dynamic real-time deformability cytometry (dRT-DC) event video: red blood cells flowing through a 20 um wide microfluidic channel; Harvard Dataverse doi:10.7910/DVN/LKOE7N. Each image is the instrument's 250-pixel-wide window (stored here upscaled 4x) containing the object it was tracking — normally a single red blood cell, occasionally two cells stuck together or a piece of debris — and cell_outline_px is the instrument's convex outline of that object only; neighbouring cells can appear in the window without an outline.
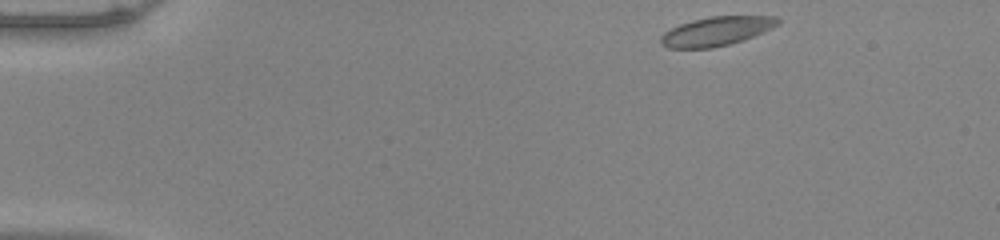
{"species": "common noctule bat (a hibernating species)", "species_latin": "Nyctalus noctula", "temperature_condition": "warm", "stored_images_in_passage": 46, "camera_frame_rate_fps": 3000, "um_per_image_px": 0.085, "animal": {"sex": "male", "body_mass_g": 20.0, "forearm_length_mm": 53.3}, "frame": {"image": 1, "passage_image": 1, "time_ms": 0.0, "image_size_px": [1000, 240], "cell_outline_px": [[780, 24], [764, 32], [744, 40], [712, 48], [668, 48], [660, 44], [660, 36], [664, 32], [680, 24], [692, 20], [712, 16], [776, 16], [780, 20]], "centroid_in_image_um": [60.9, 2.65], "position_along_channel_um": 24.1, "area_um2": 19.88}}
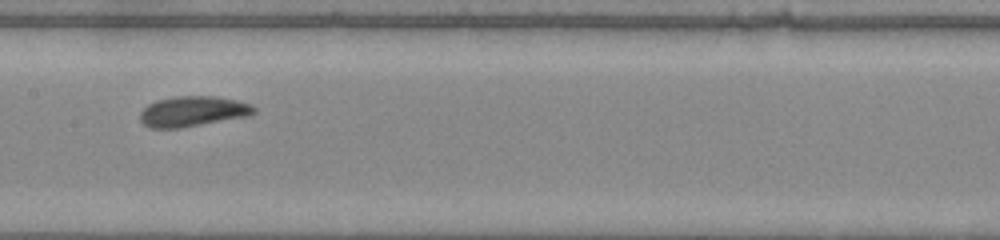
{"frame": {"image": 2, "passage_image": 21, "time_ms": 6.667, "image_size_px": [1000, 240], "cell_outline_px": [[256, 112], [248, 116], [180, 128], [148, 128], [140, 120], [140, 112], [148, 104], [156, 100], [172, 96], [216, 96], [236, 100], [252, 104], [256, 108]], "centroid_in_image_um": [16.38, 9.46], "position_along_channel_um": 191.0, "area_um2": 20.29}}
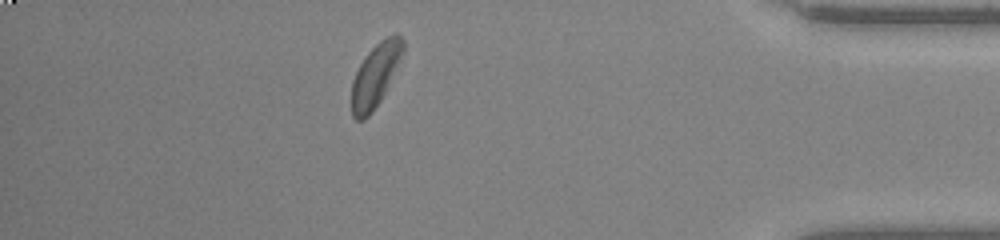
{"frame": {"image": 3, "passage_image": 40, "time_ms": 13.0, "image_size_px": [1000, 240], "cell_outline_px": [[404, 52], [380, 100], [372, 112], [364, 120], [356, 120], [352, 116], [352, 80], [364, 56], [380, 40], [396, 32], [404, 40]], "centroid_in_image_um": [31.9, 6.37], "position_along_channel_um": 403.3, "area_um2": 18.67}, "authors_computed_cell_mechanics": {"area_um2": 19.7676, "velocity_mm_per_s": 3.9314, "shape_relaxation_time_tau1_ms": 5.0836, "shape_relaxation_time_tau2_ms": 1.1088, "deformation_change_tau1": 0.0971, "deformation_change_tau2": 0.0477}}